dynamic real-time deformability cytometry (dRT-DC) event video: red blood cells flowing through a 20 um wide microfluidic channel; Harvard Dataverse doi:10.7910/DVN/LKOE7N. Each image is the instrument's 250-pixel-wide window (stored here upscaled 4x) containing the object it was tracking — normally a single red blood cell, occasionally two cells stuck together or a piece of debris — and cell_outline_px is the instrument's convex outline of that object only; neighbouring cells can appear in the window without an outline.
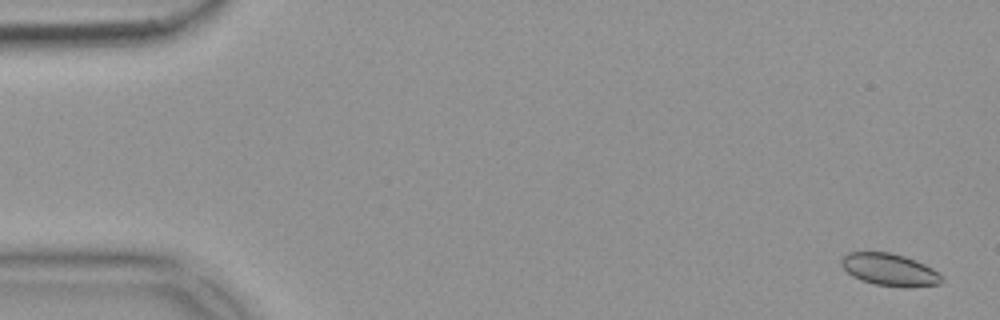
{"species": "common noctule bat (a hibernating species)", "species_latin": "Nyctalus noctula", "temperature_condition": "warm", "stored_images_in_passage": 53, "camera_frame_rate_fps": 3000, "um_per_image_px": 0.085, "animal": {"sex": "female", "body_mass_g": 18.4}, "frame": {"image": 1, "passage_image": 2, "time_ms": 0.333, "image_size_px": [1000, 320], "cell_outline_px": [[944, 280], [940, 284], [908, 288], [876, 284], [860, 280], [852, 276], [840, 264], [840, 260], [848, 252], [888, 252], [904, 256], [916, 260], [940, 272]], "centroid_in_image_um": [75.65, 22.93], "position_along_channel_um": 9.4, "area_um2": 19.02}}
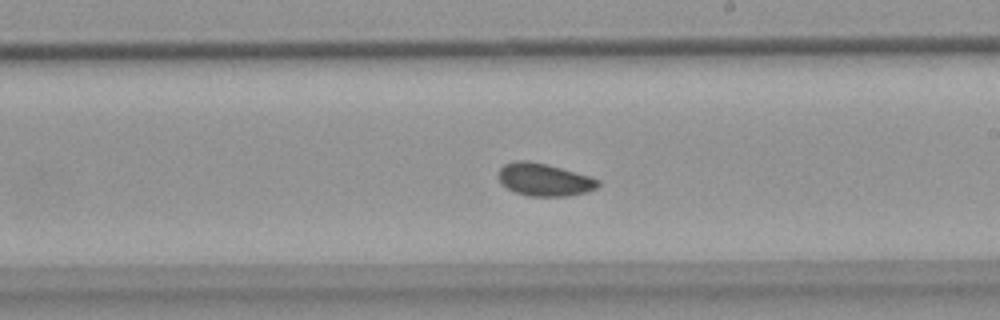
{"frame": {"image": 2, "passage_image": 31, "time_ms": 10.0, "image_size_px": [1000, 320], "cell_outline_px": [[600, 184], [596, 188], [584, 192], [568, 196], [528, 196], [516, 192], [508, 188], [500, 180], [500, 168], [504, 164], [516, 160], [528, 160], [592, 176], [600, 180]], "centroid_in_image_um": [46.3, 15.27], "position_along_channel_um": 242.7, "area_um2": 18.67}}
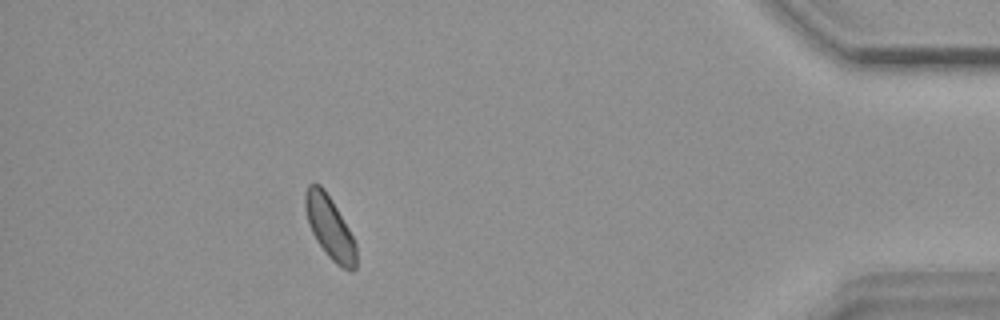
{"frame": {"image": 3, "passage_image": 48, "time_ms": 15.667, "image_size_px": [1000, 320], "cell_outline_px": [[356, 268], [352, 272], [348, 272], [336, 264], [328, 256], [316, 240], [308, 224], [304, 208], [304, 192], [308, 184], [320, 184], [324, 188], [332, 200], [348, 228], [356, 244]], "centroid_in_image_um": [28.01, 19.34], "position_along_channel_um": 407.2, "area_um2": 18.73}}